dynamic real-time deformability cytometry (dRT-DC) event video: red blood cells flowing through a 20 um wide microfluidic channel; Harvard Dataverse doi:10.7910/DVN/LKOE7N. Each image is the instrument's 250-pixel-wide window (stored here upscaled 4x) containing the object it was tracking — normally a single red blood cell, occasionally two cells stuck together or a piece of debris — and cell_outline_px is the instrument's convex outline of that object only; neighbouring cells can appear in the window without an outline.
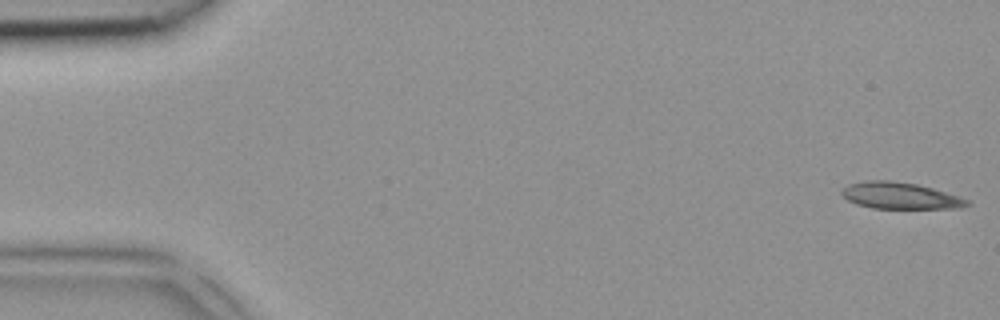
{"species": "common noctule bat (a hibernating species)", "species_latin": "Nyctalus noctula", "temperature_condition": "room temperature", "stored_images_in_passage": 4, "camera_frame_rate_fps": 3000, "um_per_image_px": 0.085, "animal": {"sex": "female", "body_mass_g": 18.4}, "frame": {"image": 1, "passage_image": 1, "time_ms": 0.0, "image_size_px": [1000, 320], "cell_outline_px": [[972, 204], [960, 208], [872, 208], [856, 204], [848, 200], [840, 192], [848, 184], [868, 180], [888, 180], [916, 184], [932, 188], [960, 196], [968, 200]], "centroid_in_image_um": [76.53, 16.63], "position_along_channel_um": 8.5, "area_um2": 19.31}}
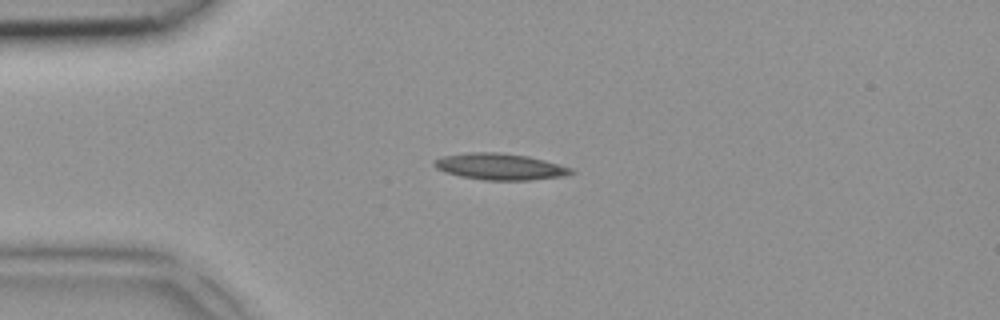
{"frame": {"image": 2, "passage_image": 3, "time_ms": 0.667, "image_size_px": [1000, 320], "cell_outline_px": [[576, 172], [560, 176], [528, 180], [484, 180], [460, 176], [444, 172], [436, 168], [432, 164], [432, 160], [444, 156], [468, 152], [500, 152], [528, 156], [544, 160], [572, 168]], "centroid_in_image_um": [42.44, 14.15], "position_along_channel_um": 42.6, "area_um2": 21.04}}